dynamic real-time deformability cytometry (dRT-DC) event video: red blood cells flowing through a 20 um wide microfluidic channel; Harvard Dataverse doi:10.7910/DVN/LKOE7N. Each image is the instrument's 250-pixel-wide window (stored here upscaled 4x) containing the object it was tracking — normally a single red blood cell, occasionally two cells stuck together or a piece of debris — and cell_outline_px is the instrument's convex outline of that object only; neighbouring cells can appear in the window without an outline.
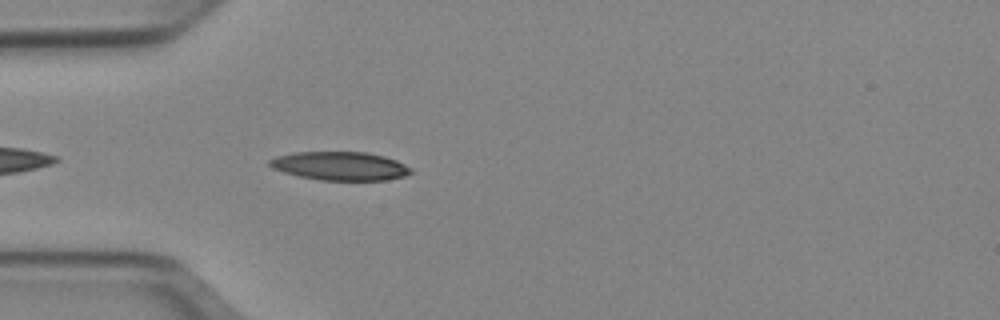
{"species": "Egyptian fruit bat (a non-hibernating species)", "species_latin": "Rousettus aegyptiacus", "temperature_condition": "cold", "stored_images_in_passage": 8, "camera_frame_rate_fps": 3000, "um_per_image_px": 0.085, "animal": {"sex": "female"}, "frame": {"image": 1, "passage_image": 3, "time_ms": 0.667, "image_size_px": [1000, 320], "cell_outline_px": [[412, 172], [404, 176], [388, 180], [320, 180], [300, 176], [284, 172], [272, 168], [268, 164], [268, 160], [276, 156], [296, 152], [364, 152], [384, 156], [396, 160], [412, 168]], "centroid_in_image_um": [28.91, 14.11], "position_along_channel_um": 56.1, "area_um2": 23.47}}